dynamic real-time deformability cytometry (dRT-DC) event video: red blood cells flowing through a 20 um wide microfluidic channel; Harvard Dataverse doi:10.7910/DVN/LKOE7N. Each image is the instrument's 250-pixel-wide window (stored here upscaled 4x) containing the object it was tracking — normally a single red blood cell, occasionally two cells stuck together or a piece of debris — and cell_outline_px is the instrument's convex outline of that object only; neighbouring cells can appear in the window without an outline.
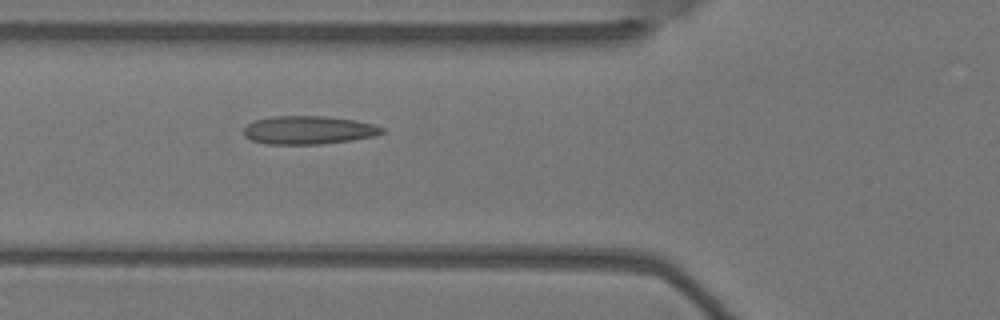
{"species": "Egyptian fruit bat (a non-hibernating species)", "species_latin": "Rousettus aegyptiacus", "temperature_condition": "warm", "stored_images_in_passage": 5, "camera_frame_rate_fps": 3000, "um_per_image_px": 0.085, "animal": {"sex": "female"}, "frame": {"image": 1, "passage_image": 5, "time_ms": 1.333, "image_size_px": [1000, 320], "cell_outline_px": [[384, 132], [372, 136], [352, 140], [320, 144], [268, 144], [252, 140], [244, 136], [244, 128], [248, 124], [256, 120], [272, 116], [324, 116], [356, 120], [372, 124], [384, 128]], "centroid_in_image_um": [26.21, 11.05], "position_along_channel_um": 99.6, "area_um2": 22.66}}